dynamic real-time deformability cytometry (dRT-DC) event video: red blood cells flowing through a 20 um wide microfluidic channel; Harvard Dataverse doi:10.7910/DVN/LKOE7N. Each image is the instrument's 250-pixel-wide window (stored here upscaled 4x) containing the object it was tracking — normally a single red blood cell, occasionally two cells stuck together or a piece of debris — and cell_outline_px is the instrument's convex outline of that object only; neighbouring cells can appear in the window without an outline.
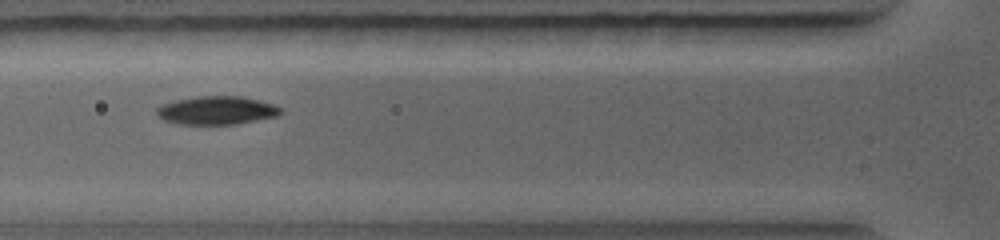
{"species": "common noctule bat (a hibernating species)", "species_latin": "Nyctalus noctula", "temperature_condition": "warm", "stored_images_in_passage": 7, "camera_frame_rate_fps": 5000, "um_per_image_px": 0.085, "animal": {"sex": "female", "body_mass_g": 19.0, "forearm_length_mm": 56.7}, "frame": {"image": 1, "passage_image": 5, "time_ms": 3.2, "image_size_px": [1000, 240], "cell_outline_px": [[284, 112], [280, 116], [236, 124], [180, 124], [164, 120], [156, 116], [156, 108], [160, 104], [176, 100], [196, 96], [240, 96], [272, 104], [280, 108]], "centroid_in_image_um": [18.4, 9.39], "position_along_channel_um": 107.4, "area_um2": 20.58}}
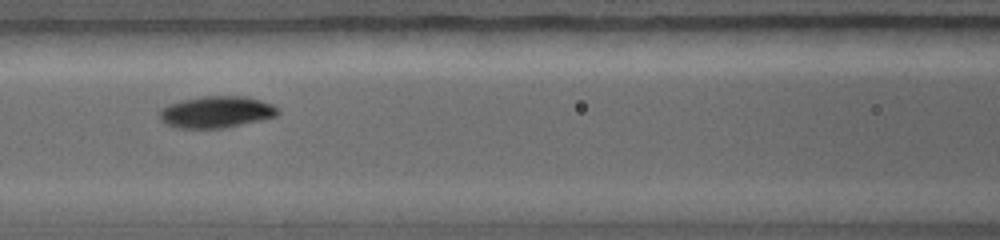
{"frame": {"image": 2, "passage_image": 6, "time_ms": 4.0, "image_size_px": [1000, 240], "cell_outline_px": [[280, 112], [276, 116], [260, 120], [224, 128], [180, 128], [168, 124], [160, 120], [160, 108], [168, 104], [200, 96], [248, 96], [272, 104], [280, 108]], "centroid_in_image_um": [18.42, 9.51], "position_along_channel_um": 148.2, "area_um2": 21.85}}
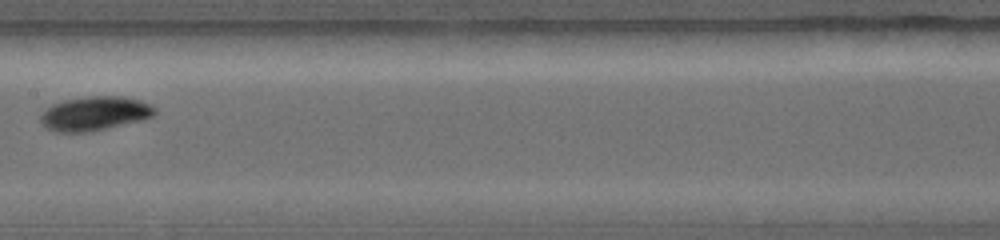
{"frame": {"image": 3, "passage_image": 7, "time_ms": 5.0, "image_size_px": [1000, 240], "cell_outline_px": [[156, 112], [152, 116], [140, 120], [92, 132], [52, 132], [40, 124], [40, 116], [52, 104], [64, 100], [88, 96], [120, 96], [140, 100], [156, 108]], "centroid_in_image_um": [8.01, 9.66], "position_along_channel_um": 199.4, "area_um2": 22.72}}